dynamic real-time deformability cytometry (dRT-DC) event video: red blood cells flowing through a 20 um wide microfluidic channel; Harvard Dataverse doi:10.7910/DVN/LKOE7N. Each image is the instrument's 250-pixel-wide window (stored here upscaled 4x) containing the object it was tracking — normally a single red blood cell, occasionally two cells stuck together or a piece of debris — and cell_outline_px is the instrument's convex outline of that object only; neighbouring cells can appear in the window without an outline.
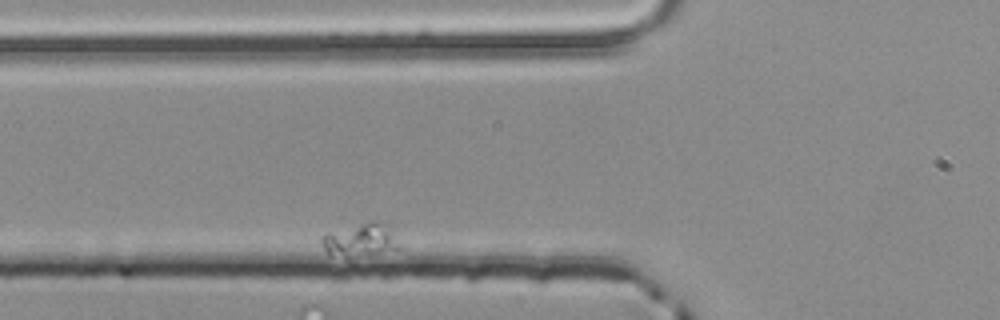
{"species": "common noctule bat (a hibernating species)", "species_latin": "Nyctalus noctula", "temperature_condition": "room temperature", "stored_images_in_passage": 2, "segment_of_instrument_passage": [2, 2], "camera_frame_rate_fps": 3000, "um_per_image_px": 0.085, "animal": {"sex": "male", "body_mass_g": 20.4}, "frame": {"image": 1, "passage_image": 2, "time_ms": 0.333, "image_size_px": [1000, 320], "cell_outline_px": [[400, 248], [348, 260], [328, 252], [324, 248], [320, 240], [320, 236], [328, 232], [360, 224], [376, 224], [388, 232]], "centroid_in_image_um": [30.45, 20.52], "position_along_channel_um": 95.4, "area_um2": 13.99}}